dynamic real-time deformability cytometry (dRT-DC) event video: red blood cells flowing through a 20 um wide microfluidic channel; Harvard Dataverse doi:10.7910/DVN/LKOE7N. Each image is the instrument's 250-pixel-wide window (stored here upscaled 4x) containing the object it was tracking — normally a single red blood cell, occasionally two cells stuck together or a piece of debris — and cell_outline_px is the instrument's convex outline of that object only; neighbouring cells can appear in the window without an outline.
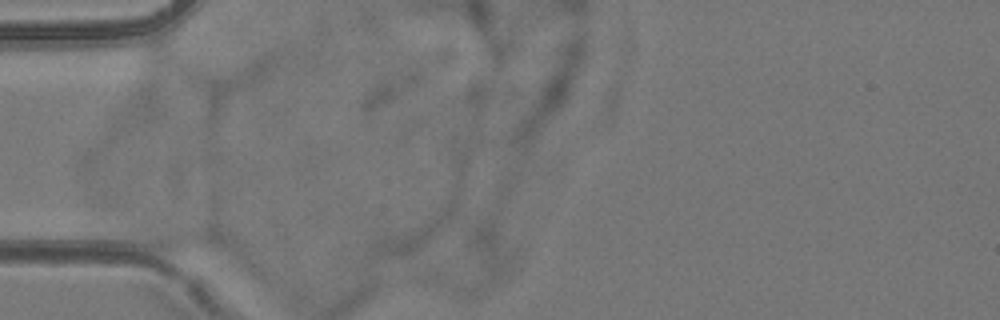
{"species": "common noctule bat (a hibernating species)", "species_latin": "Nyctalus noctula", "temperature_condition": "room temperature", "stored_images_in_passage": 2, "camera_frame_rate_fps": 3000, "um_per_image_px": 0.085, "animal": {"sex": "female", "body_mass_g": 24.6, "forearm_length_mm": 56.2}, "frame": {"image": 1, "passage_image": 1, "time_ms": 0.0, "image_size_px": [1000, 320], "cell_outline_px": [[220, 248], [168, 252], [156, 248], [140, 240], [140, 228], [152, 228], [216, 232], [220, 236]], "centroid_in_image_um": [15.28, 20.36], "position_along_channel_um": 69.7, "area_um2": 10.92}}